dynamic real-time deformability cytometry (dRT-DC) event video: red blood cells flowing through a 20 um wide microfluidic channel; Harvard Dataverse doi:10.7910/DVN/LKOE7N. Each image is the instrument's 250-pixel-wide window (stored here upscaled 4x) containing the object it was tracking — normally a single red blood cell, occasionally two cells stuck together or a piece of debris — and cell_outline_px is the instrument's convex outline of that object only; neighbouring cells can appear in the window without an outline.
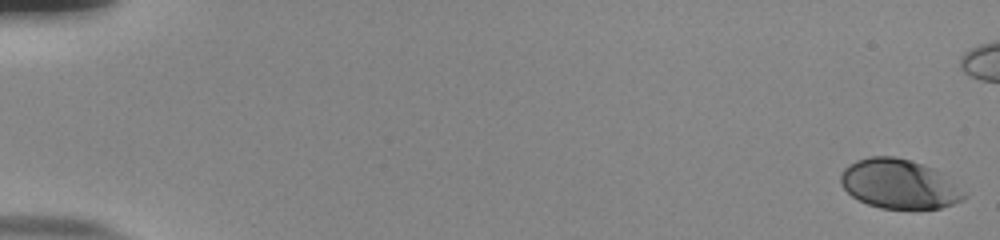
{"species": "human", "species_latin": "Homo sapiens", "temperature_condition": "room temperature", "stored_images_in_passage": 51, "camera_frame_rate_fps": 3000, "um_per_image_px": 0.085, "donor": {"sex": "male"}, "frame": {"image": 1, "passage_image": 1, "time_ms": 0.0, "image_size_px": [1000, 240], "cell_outline_px": [[968, 196], [964, 200], [940, 208], [880, 208], [868, 204], [852, 196], [840, 184], [840, 176], [844, 168], [848, 164], [856, 160], [868, 156], [896, 156], [912, 160], [924, 164], [940, 172], [964, 192]], "centroid_in_image_um": [76.4, 15.62], "position_along_channel_um": 8.6, "area_um2": 35.43}}
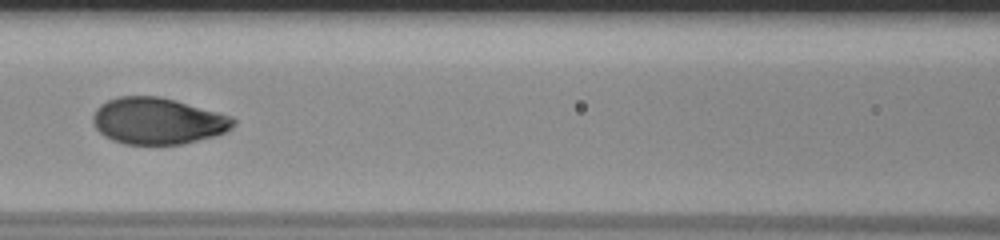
{"frame": {"image": 2, "passage_image": 27, "time_ms": 8.667, "image_size_px": [1000, 240], "cell_outline_px": [[236, 124], [232, 128], [216, 136], [184, 144], [124, 144], [112, 140], [104, 136], [92, 124], [92, 116], [96, 108], [100, 104], [108, 100], [120, 96], [160, 96], [176, 100], [232, 116], [236, 120]], "centroid_in_image_um": [13.41, 10.28], "position_along_channel_um": 153.2, "area_um2": 38.38}}
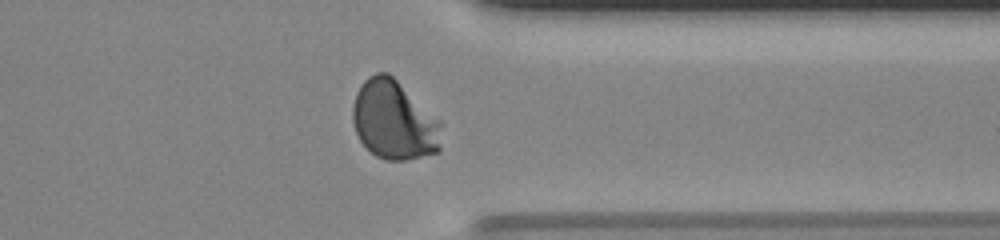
{"frame": {"image": 3, "passage_image": 45, "time_ms": 14.667, "image_size_px": [1000, 240], "cell_outline_px": [[440, 152], [404, 160], [384, 160], [376, 156], [360, 140], [356, 132], [352, 120], [352, 108], [356, 92], [360, 84], [368, 76], [376, 72], [388, 72], [440, 124]], "centroid_in_image_um": [33.42, 10.23], "position_along_channel_um": 378.0, "area_um2": 40.11}}